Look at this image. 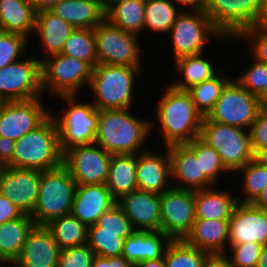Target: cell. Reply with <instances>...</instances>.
Listing matches in <instances>:
<instances>
[{
    "label": "cell",
    "instance_id": "6da1fadb",
    "mask_svg": "<svg viewBox=\"0 0 267 267\" xmlns=\"http://www.w3.org/2000/svg\"><path fill=\"white\" fill-rule=\"evenodd\" d=\"M163 90L158 104H155L154 120L157 121L150 119L151 133L155 132L158 125L157 134L164 143L163 147L186 144L199 137L204 117L197 110L189 92L174 88L171 84Z\"/></svg>",
    "mask_w": 267,
    "mask_h": 267
},
{
    "label": "cell",
    "instance_id": "7a4b0ae2",
    "mask_svg": "<svg viewBox=\"0 0 267 267\" xmlns=\"http://www.w3.org/2000/svg\"><path fill=\"white\" fill-rule=\"evenodd\" d=\"M150 121L138 118L130 108L99 110L94 143L112 155L138 154L149 149L144 143L152 134Z\"/></svg>",
    "mask_w": 267,
    "mask_h": 267
},
{
    "label": "cell",
    "instance_id": "3957f363",
    "mask_svg": "<svg viewBox=\"0 0 267 267\" xmlns=\"http://www.w3.org/2000/svg\"><path fill=\"white\" fill-rule=\"evenodd\" d=\"M63 165V152L59 143L58 128L50 115L35 130L16 141L12 161L14 168L52 170Z\"/></svg>",
    "mask_w": 267,
    "mask_h": 267
},
{
    "label": "cell",
    "instance_id": "277c9868",
    "mask_svg": "<svg viewBox=\"0 0 267 267\" xmlns=\"http://www.w3.org/2000/svg\"><path fill=\"white\" fill-rule=\"evenodd\" d=\"M143 70L139 67L97 64L88 87L94 95L92 104L98 110L133 108L135 78Z\"/></svg>",
    "mask_w": 267,
    "mask_h": 267
},
{
    "label": "cell",
    "instance_id": "5b68a950",
    "mask_svg": "<svg viewBox=\"0 0 267 267\" xmlns=\"http://www.w3.org/2000/svg\"><path fill=\"white\" fill-rule=\"evenodd\" d=\"M58 97L62 105H67L61 108L62 113L55 114L51 108V115L57 124L62 152L73 146L93 144L96 139L99 110L92 102L81 101L78 95Z\"/></svg>",
    "mask_w": 267,
    "mask_h": 267
},
{
    "label": "cell",
    "instance_id": "8992f818",
    "mask_svg": "<svg viewBox=\"0 0 267 267\" xmlns=\"http://www.w3.org/2000/svg\"><path fill=\"white\" fill-rule=\"evenodd\" d=\"M77 183L61 165L41 171L38 199L30 214L36 225H47L51 220L71 214Z\"/></svg>",
    "mask_w": 267,
    "mask_h": 267
},
{
    "label": "cell",
    "instance_id": "52a82bcc",
    "mask_svg": "<svg viewBox=\"0 0 267 267\" xmlns=\"http://www.w3.org/2000/svg\"><path fill=\"white\" fill-rule=\"evenodd\" d=\"M172 44L173 61L177 58L196 55L206 51L207 42L217 39L225 42L233 38L225 37L202 10H182L168 32Z\"/></svg>",
    "mask_w": 267,
    "mask_h": 267
},
{
    "label": "cell",
    "instance_id": "ba28073f",
    "mask_svg": "<svg viewBox=\"0 0 267 267\" xmlns=\"http://www.w3.org/2000/svg\"><path fill=\"white\" fill-rule=\"evenodd\" d=\"M44 96L79 95L90 84L93 67L86 61L63 54H55L41 61ZM84 86V87H83Z\"/></svg>",
    "mask_w": 267,
    "mask_h": 267
},
{
    "label": "cell",
    "instance_id": "9c48e42d",
    "mask_svg": "<svg viewBox=\"0 0 267 267\" xmlns=\"http://www.w3.org/2000/svg\"><path fill=\"white\" fill-rule=\"evenodd\" d=\"M200 137L219 154L231 176L254 159L247 129L209 121L204 117Z\"/></svg>",
    "mask_w": 267,
    "mask_h": 267
},
{
    "label": "cell",
    "instance_id": "30bf717a",
    "mask_svg": "<svg viewBox=\"0 0 267 267\" xmlns=\"http://www.w3.org/2000/svg\"><path fill=\"white\" fill-rule=\"evenodd\" d=\"M141 36L124 31L105 19L94 28L98 64L144 68ZM142 51V52H141Z\"/></svg>",
    "mask_w": 267,
    "mask_h": 267
},
{
    "label": "cell",
    "instance_id": "8fae6325",
    "mask_svg": "<svg viewBox=\"0 0 267 267\" xmlns=\"http://www.w3.org/2000/svg\"><path fill=\"white\" fill-rule=\"evenodd\" d=\"M260 110V98L232 79L206 118L209 121L249 130Z\"/></svg>",
    "mask_w": 267,
    "mask_h": 267
},
{
    "label": "cell",
    "instance_id": "7c38bea8",
    "mask_svg": "<svg viewBox=\"0 0 267 267\" xmlns=\"http://www.w3.org/2000/svg\"><path fill=\"white\" fill-rule=\"evenodd\" d=\"M38 97H44L38 57L25 56L0 69V98L3 101H26Z\"/></svg>",
    "mask_w": 267,
    "mask_h": 267
},
{
    "label": "cell",
    "instance_id": "4fadbf2b",
    "mask_svg": "<svg viewBox=\"0 0 267 267\" xmlns=\"http://www.w3.org/2000/svg\"><path fill=\"white\" fill-rule=\"evenodd\" d=\"M261 4L262 0H206L203 11L225 37L235 39L255 24Z\"/></svg>",
    "mask_w": 267,
    "mask_h": 267
},
{
    "label": "cell",
    "instance_id": "5bb4252c",
    "mask_svg": "<svg viewBox=\"0 0 267 267\" xmlns=\"http://www.w3.org/2000/svg\"><path fill=\"white\" fill-rule=\"evenodd\" d=\"M112 154L96 143L77 145L63 152V166L77 185L106 184Z\"/></svg>",
    "mask_w": 267,
    "mask_h": 267
},
{
    "label": "cell",
    "instance_id": "9a60e30c",
    "mask_svg": "<svg viewBox=\"0 0 267 267\" xmlns=\"http://www.w3.org/2000/svg\"><path fill=\"white\" fill-rule=\"evenodd\" d=\"M161 231L171 240L185 239L196 220L195 190L172 187L160 194Z\"/></svg>",
    "mask_w": 267,
    "mask_h": 267
},
{
    "label": "cell",
    "instance_id": "2e32d148",
    "mask_svg": "<svg viewBox=\"0 0 267 267\" xmlns=\"http://www.w3.org/2000/svg\"><path fill=\"white\" fill-rule=\"evenodd\" d=\"M42 98L4 101L0 108V136L17 141L40 126L51 115Z\"/></svg>",
    "mask_w": 267,
    "mask_h": 267
},
{
    "label": "cell",
    "instance_id": "e0dca14e",
    "mask_svg": "<svg viewBox=\"0 0 267 267\" xmlns=\"http://www.w3.org/2000/svg\"><path fill=\"white\" fill-rule=\"evenodd\" d=\"M40 180V170L1 167L0 194L30 215L38 199Z\"/></svg>",
    "mask_w": 267,
    "mask_h": 267
},
{
    "label": "cell",
    "instance_id": "ac0fdd59",
    "mask_svg": "<svg viewBox=\"0 0 267 267\" xmlns=\"http://www.w3.org/2000/svg\"><path fill=\"white\" fill-rule=\"evenodd\" d=\"M247 242L267 243V210L238 202L229 218L228 245Z\"/></svg>",
    "mask_w": 267,
    "mask_h": 267
},
{
    "label": "cell",
    "instance_id": "d6986e66",
    "mask_svg": "<svg viewBox=\"0 0 267 267\" xmlns=\"http://www.w3.org/2000/svg\"><path fill=\"white\" fill-rule=\"evenodd\" d=\"M135 231H161L160 194L136 189L116 202Z\"/></svg>",
    "mask_w": 267,
    "mask_h": 267
},
{
    "label": "cell",
    "instance_id": "ffe728a7",
    "mask_svg": "<svg viewBox=\"0 0 267 267\" xmlns=\"http://www.w3.org/2000/svg\"><path fill=\"white\" fill-rule=\"evenodd\" d=\"M166 148L169 152L173 187L200 190L216 186L201 173L200 156H196L185 144H172Z\"/></svg>",
    "mask_w": 267,
    "mask_h": 267
},
{
    "label": "cell",
    "instance_id": "44dd1931",
    "mask_svg": "<svg viewBox=\"0 0 267 267\" xmlns=\"http://www.w3.org/2000/svg\"><path fill=\"white\" fill-rule=\"evenodd\" d=\"M166 152V153H165ZM171 166L169 152L150 148L137 154L136 182L140 190L162 194L171 189Z\"/></svg>",
    "mask_w": 267,
    "mask_h": 267
},
{
    "label": "cell",
    "instance_id": "7402d4cb",
    "mask_svg": "<svg viewBox=\"0 0 267 267\" xmlns=\"http://www.w3.org/2000/svg\"><path fill=\"white\" fill-rule=\"evenodd\" d=\"M60 249L46 225H35L28 233L14 267H57Z\"/></svg>",
    "mask_w": 267,
    "mask_h": 267
},
{
    "label": "cell",
    "instance_id": "603a6c76",
    "mask_svg": "<svg viewBox=\"0 0 267 267\" xmlns=\"http://www.w3.org/2000/svg\"><path fill=\"white\" fill-rule=\"evenodd\" d=\"M105 184L77 185L71 214L87 226L116 204Z\"/></svg>",
    "mask_w": 267,
    "mask_h": 267
},
{
    "label": "cell",
    "instance_id": "cb8c5ba5",
    "mask_svg": "<svg viewBox=\"0 0 267 267\" xmlns=\"http://www.w3.org/2000/svg\"><path fill=\"white\" fill-rule=\"evenodd\" d=\"M75 30V27L64 21L50 10L36 12L35 29L33 36L38 38L36 41L40 50L43 48L45 57H38L40 61L48 56L60 54L66 40ZM36 34V35H35Z\"/></svg>",
    "mask_w": 267,
    "mask_h": 267
},
{
    "label": "cell",
    "instance_id": "d4e9b609",
    "mask_svg": "<svg viewBox=\"0 0 267 267\" xmlns=\"http://www.w3.org/2000/svg\"><path fill=\"white\" fill-rule=\"evenodd\" d=\"M184 240L210 255L225 254L229 244V219H196Z\"/></svg>",
    "mask_w": 267,
    "mask_h": 267
},
{
    "label": "cell",
    "instance_id": "484cf974",
    "mask_svg": "<svg viewBox=\"0 0 267 267\" xmlns=\"http://www.w3.org/2000/svg\"><path fill=\"white\" fill-rule=\"evenodd\" d=\"M49 10L75 28L94 29L106 19L99 0H62Z\"/></svg>",
    "mask_w": 267,
    "mask_h": 267
},
{
    "label": "cell",
    "instance_id": "4316f807",
    "mask_svg": "<svg viewBox=\"0 0 267 267\" xmlns=\"http://www.w3.org/2000/svg\"><path fill=\"white\" fill-rule=\"evenodd\" d=\"M170 241L162 231H135L125 239L122 256L134 264L163 258Z\"/></svg>",
    "mask_w": 267,
    "mask_h": 267
},
{
    "label": "cell",
    "instance_id": "83f0119b",
    "mask_svg": "<svg viewBox=\"0 0 267 267\" xmlns=\"http://www.w3.org/2000/svg\"><path fill=\"white\" fill-rule=\"evenodd\" d=\"M227 188L223 190L213 186L195 190L196 219H229L238 200L234 191L231 192L229 187Z\"/></svg>",
    "mask_w": 267,
    "mask_h": 267
},
{
    "label": "cell",
    "instance_id": "f1b7e54d",
    "mask_svg": "<svg viewBox=\"0 0 267 267\" xmlns=\"http://www.w3.org/2000/svg\"><path fill=\"white\" fill-rule=\"evenodd\" d=\"M206 57L207 56H205L203 52L177 58L173 62L172 68L174 71L176 70L175 72L179 79H175L174 82H169V84L180 90H188L192 86L211 79L220 69L217 68L211 60L209 61L210 58Z\"/></svg>",
    "mask_w": 267,
    "mask_h": 267
},
{
    "label": "cell",
    "instance_id": "f546056e",
    "mask_svg": "<svg viewBox=\"0 0 267 267\" xmlns=\"http://www.w3.org/2000/svg\"><path fill=\"white\" fill-rule=\"evenodd\" d=\"M35 225L29 214L0 225V264L13 265L20 256L28 233Z\"/></svg>",
    "mask_w": 267,
    "mask_h": 267
},
{
    "label": "cell",
    "instance_id": "4dcf8cb0",
    "mask_svg": "<svg viewBox=\"0 0 267 267\" xmlns=\"http://www.w3.org/2000/svg\"><path fill=\"white\" fill-rule=\"evenodd\" d=\"M36 10L31 1L0 0V31L29 38L34 33Z\"/></svg>",
    "mask_w": 267,
    "mask_h": 267
},
{
    "label": "cell",
    "instance_id": "1f68e13d",
    "mask_svg": "<svg viewBox=\"0 0 267 267\" xmlns=\"http://www.w3.org/2000/svg\"><path fill=\"white\" fill-rule=\"evenodd\" d=\"M137 154H113L106 187L117 201L136 189Z\"/></svg>",
    "mask_w": 267,
    "mask_h": 267
},
{
    "label": "cell",
    "instance_id": "d6a6232c",
    "mask_svg": "<svg viewBox=\"0 0 267 267\" xmlns=\"http://www.w3.org/2000/svg\"><path fill=\"white\" fill-rule=\"evenodd\" d=\"M181 11L171 0H145L144 33L167 36Z\"/></svg>",
    "mask_w": 267,
    "mask_h": 267
},
{
    "label": "cell",
    "instance_id": "836d02e7",
    "mask_svg": "<svg viewBox=\"0 0 267 267\" xmlns=\"http://www.w3.org/2000/svg\"><path fill=\"white\" fill-rule=\"evenodd\" d=\"M46 227L53 234L60 250L87 244L88 226L72 214L55 218Z\"/></svg>",
    "mask_w": 267,
    "mask_h": 267
},
{
    "label": "cell",
    "instance_id": "e575fe53",
    "mask_svg": "<svg viewBox=\"0 0 267 267\" xmlns=\"http://www.w3.org/2000/svg\"><path fill=\"white\" fill-rule=\"evenodd\" d=\"M145 0H129L113 6L106 19L124 31L141 36L144 34Z\"/></svg>",
    "mask_w": 267,
    "mask_h": 267
},
{
    "label": "cell",
    "instance_id": "d590c367",
    "mask_svg": "<svg viewBox=\"0 0 267 267\" xmlns=\"http://www.w3.org/2000/svg\"><path fill=\"white\" fill-rule=\"evenodd\" d=\"M221 71L222 70H220L211 79L205 80L204 82L192 86L187 90L191 95L192 101L196 105L197 110L203 117H207L213 110L223 89L234 77L224 72L221 73Z\"/></svg>",
    "mask_w": 267,
    "mask_h": 267
},
{
    "label": "cell",
    "instance_id": "8d00e7d4",
    "mask_svg": "<svg viewBox=\"0 0 267 267\" xmlns=\"http://www.w3.org/2000/svg\"><path fill=\"white\" fill-rule=\"evenodd\" d=\"M238 172L239 177L241 175L240 184H242L237 200L240 203H252L267 186V166L252 159L233 174H238Z\"/></svg>",
    "mask_w": 267,
    "mask_h": 267
},
{
    "label": "cell",
    "instance_id": "74e56055",
    "mask_svg": "<svg viewBox=\"0 0 267 267\" xmlns=\"http://www.w3.org/2000/svg\"><path fill=\"white\" fill-rule=\"evenodd\" d=\"M134 232L101 231L95 225L88 226L87 245L95 255L101 257H121L124 241Z\"/></svg>",
    "mask_w": 267,
    "mask_h": 267
},
{
    "label": "cell",
    "instance_id": "f35d334b",
    "mask_svg": "<svg viewBox=\"0 0 267 267\" xmlns=\"http://www.w3.org/2000/svg\"><path fill=\"white\" fill-rule=\"evenodd\" d=\"M209 255L181 239L169 242L163 258L166 267H205Z\"/></svg>",
    "mask_w": 267,
    "mask_h": 267
},
{
    "label": "cell",
    "instance_id": "ab89813d",
    "mask_svg": "<svg viewBox=\"0 0 267 267\" xmlns=\"http://www.w3.org/2000/svg\"><path fill=\"white\" fill-rule=\"evenodd\" d=\"M185 145L196 156H200L201 173H204L215 185L221 187L219 179H224L223 176L226 173L229 175L231 173L223 165L219 154L200 136Z\"/></svg>",
    "mask_w": 267,
    "mask_h": 267
},
{
    "label": "cell",
    "instance_id": "60d3db41",
    "mask_svg": "<svg viewBox=\"0 0 267 267\" xmlns=\"http://www.w3.org/2000/svg\"><path fill=\"white\" fill-rule=\"evenodd\" d=\"M61 54L84 60L94 68L98 64L94 29L75 28L66 40Z\"/></svg>",
    "mask_w": 267,
    "mask_h": 267
},
{
    "label": "cell",
    "instance_id": "b9f144b4",
    "mask_svg": "<svg viewBox=\"0 0 267 267\" xmlns=\"http://www.w3.org/2000/svg\"><path fill=\"white\" fill-rule=\"evenodd\" d=\"M251 59L248 69H245L237 76L235 74L233 79L248 92L261 98L267 91V64L253 57Z\"/></svg>",
    "mask_w": 267,
    "mask_h": 267
},
{
    "label": "cell",
    "instance_id": "7bdbcfd3",
    "mask_svg": "<svg viewBox=\"0 0 267 267\" xmlns=\"http://www.w3.org/2000/svg\"><path fill=\"white\" fill-rule=\"evenodd\" d=\"M29 39L23 35L0 31V69L27 55Z\"/></svg>",
    "mask_w": 267,
    "mask_h": 267
},
{
    "label": "cell",
    "instance_id": "ee69618b",
    "mask_svg": "<svg viewBox=\"0 0 267 267\" xmlns=\"http://www.w3.org/2000/svg\"><path fill=\"white\" fill-rule=\"evenodd\" d=\"M245 41L251 51V57L267 64V28L250 26L244 29L234 41Z\"/></svg>",
    "mask_w": 267,
    "mask_h": 267
},
{
    "label": "cell",
    "instance_id": "f6af8a7d",
    "mask_svg": "<svg viewBox=\"0 0 267 267\" xmlns=\"http://www.w3.org/2000/svg\"><path fill=\"white\" fill-rule=\"evenodd\" d=\"M262 246L256 242L228 245L227 250L230 252L226 251L224 255L234 267H256Z\"/></svg>",
    "mask_w": 267,
    "mask_h": 267
},
{
    "label": "cell",
    "instance_id": "bcb514c9",
    "mask_svg": "<svg viewBox=\"0 0 267 267\" xmlns=\"http://www.w3.org/2000/svg\"><path fill=\"white\" fill-rule=\"evenodd\" d=\"M94 225L100 227L101 231L135 232L130 220L117 203L104 212Z\"/></svg>",
    "mask_w": 267,
    "mask_h": 267
},
{
    "label": "cell",
    "instance_id": "7dc6e473",
    "mask_svg": "<svg viewBox=\"0 0 267 267\" xmlns=\"http://www.w3.org/2000/svg\"><path fill=\"white\" fill-rule=\"evenodd\" d=\"M94 251L87 245L60 250L57 267H91Z\"/></svg>",
    "mask_w": 267,
    "mask_h": 267
},
{
    "label": "cell",
    "instance_id": "c3c4849f",
    "mask_svg": "<svg viewBox=\"0 0 267 267\" xmlns=\"http://www.w3.org/2000/svg\"><path fill=\"white\" fill-rule=\"evenodd\" d=\"M251 146L254 154L267 148V110L261 109L255 122L249 128Z\"/></svg>",
    "mask_w": 267,
    "mask_h": 267
},
{
    "label": "cell",
    "instance_id": "681fc988",
    "mask_svg": "<svg viewBox=\"0 0 267 267\" xmlns=\"http://www.w3.org/2000/svg\"><path fill=\"white\" fill-rule=\"evenodd\" d=\"M23 214L13 202L0 194V225L6 221L19 218Z\"/></svg>",
    "mask_w": 267,
    "mask_h": 267
},
{
    "label": "cell",
    "instance_id": "f907efd6",
    "mask_svg": "<svg viewBox=\"0 0 267 267\" xmlns=\"http://www.w3.org/2000/svg\"><path fill=\"white\" fill-rule=\"evenodd\" d=\"M91 267H135V264L121 257H101L95 255Z\"/></svg>",
    "mask_w": 267,
    "mask_h": 267
},
{
    "label": "cell",
    "instance_id": "816d5d0a",
    "mask_svg": "<svg viewBox=\"0 0 267 267\" xmlns=\"http://www.w3.org/2000/svg\"><path fill=\"white\" fill-rule=\"evenodd\" d=\"M16 141L0 136V166L5 167L12 161Z\"/></svg>",
    "mask_w": 267,
    "mask_h": 267
},
{
    "label": "cell",
    "instance_id": "f5cc1de1",
    "mask_svg": "<svg viewBox=\"0 0 267 267\" xmlns=\"http://www.w3.org/2000/svg\"><path fill=\"white\" fill-rule=\"evenodd\" d=\"M181 10H204L206 0H171Z\"/></svg>",
    "mask_w": 267,
    "mask_h": 267
},
{
    "label": "cell",
    "instance_id": "db71d44e",
    "mask_svg": "<svg viewBox=\"0 0 267 267\" xmlns=\"http://www.w3.org/2000/svg\"><path fill=\"white\" fill-rule=\"evenodd\" d=\"M205 267H234L224 254L209 255Z\"/></svg>",
    "mask_w": 267,
    "mask_h": 267
},
{
    "label": "cell",
    "instance_id": "11a10c76",
    "mask_svg": "<svg viewBox=\"0 0 267 267\" xmlns=\"http://www.w3.org/2000/svg\"><path fill=\"white\" fill-rule=\"evenodd\" d=\"M62 0H31L32 5L34 6L36 12L49 10L55 4Z\"/></svg>",
    "mask_w": 267,
    "mask_h": 267
},
{
    "label": "cell",
    "instance_id": "9f6ffc18",
    "mask_svg": "<svg viewBox=\"0 0 267 267\" xmlns=\"http://www.w3.org/2000/svg\"><path fill=\"white\" fill-rule=\"evenodd\" d=\"M254 25L267 28V0H262L260 13Z\"/></svg>",
    "mask_w": 267,
    "mask_h": 267
},
{
    "label": "cell",
    "instance_id": "6f0895ef",
    "mask_svg": "<svg viewBox=\"0 0 267 267\" xmlns=\"http://www.w3.org/2000/svg\"><path fill=\"white\" fill-rule=\"evenodd\" d=\"M135 267H166V265L164 258H159L156 260L140 261L135 264Z\"/></svg>",
    "mask_w": 267,
    "mask_h": 267
},
{
    "label": "cell",
    "instance_id": "680465c9",
    "mask_svg": "<svg viewBox=\"0 0 267 267\" xmlns=\"http://www.w3.org/2000/svg\"><path fill=\"white\" fill-rule=\"evenodd\" d=\"M252 204L256 207L267 210V186L258 195V197L252 202Z\"/></svg>",
    "mask_w": 267,
    "mask_h": 267
},
{
    "label": "cell",
    "instance_id": "91938a15",
    "mask_svg": "<svg viewBox=\"0 0 267 267\" xmlns=\"http://www.w3.org/2000/svg\"><path fill=\"white\" fill-rule=\"evenodd\" d=\"M254 159L261 165L267 166V148L258 150L254 154Z\"/></svg>",
    "mask_w": 267,
    "mask_h": 267
},
{
    "label": "cell",
    "instance_id": "94428289",
    "mask_svg": "<svg viewBox=\"0 0 267 267\" xmlns=\"http://www.w3.org/2000/svg\"><path fill=\"white\" fill-rule=\"evenodd\" d=\"M256 267H267V243L262 246Z\"/></svg>",
    "mask_w": 267,
    "mask_h": 267
},
{
    "label": "cell",
    "instance_id": "6125c7cd",
    "mask_svg": "<svg viewBox=\"0 0 267 267\" xmlns=\"http://www.w3.org/2000/svg\"><path fill=\"white\" fill-rule=\"evenodd\" d=\"M103 10L107 13L113 6L129 0H99Z\"/></svg>",
    "mask_w": 267,
    "mask_h": 267
},
{
    "label": "cell",
    "instance_id": "be15d7a7",
    "mask_svg": "<svg viewBox=\"0 0 267 267\" xmlns=\"http://www.w3.org/2000/svg\"><path fill=\"white\" fill-rule=\"evenodd\" d=\"M260 106H261V109L267 110V91L260 98Z\"/></svg>",
    "mask_w": 267,
    "mask_h": 267
},
{
    "label": "cell",
    "instance_id": "e7e4bbea",
    "mask_svg": "<svg viewBox=\"0 0 267 267\" xmlns=\"http://www.w3.org/2000/svg\"><path fill=\"white\" fill-rule=\"evenodd\" d=\"M14 267L13 265H4V264H0V267Z\"/></svg>",
    "mask_w": 267,
    "mask_h": 267
},
{
    "label": "cell",
    "instance_id": "03108f58",
    "mask_svg": "<svg viewBox=\"0 0 267 267\" xmlns=\"http://www.w3.org/2000/svg\"><path fill=\"white\" fill-rule=\"evenodd\" d=\"M3 100L0 98V108H1V106H2V104H3Z\"/></svg>",
    "mask_w": 267,
    "mask_h": 267
}]
</instances>
